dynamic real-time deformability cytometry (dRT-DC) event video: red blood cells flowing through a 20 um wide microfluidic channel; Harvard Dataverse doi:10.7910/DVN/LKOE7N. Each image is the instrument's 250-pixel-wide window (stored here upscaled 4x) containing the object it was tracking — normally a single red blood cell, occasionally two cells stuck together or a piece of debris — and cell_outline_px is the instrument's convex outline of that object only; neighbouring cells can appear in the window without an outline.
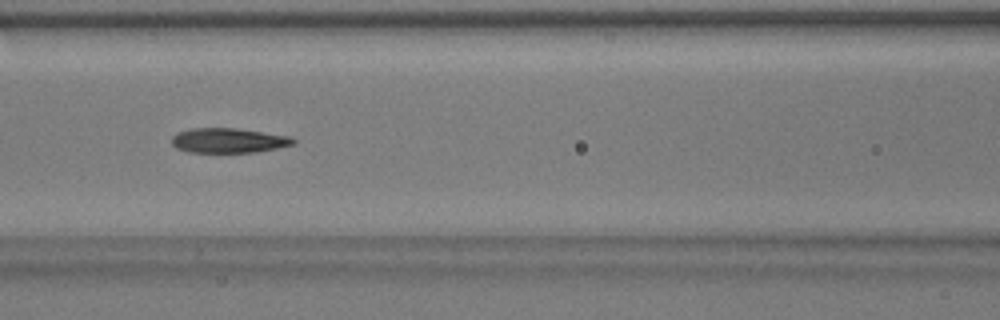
{"species": "common noctule bat (a hibernating species)", "species_latin": "Nyctalus noctula", "temperature_condition": "warm", "stored_images_in_passage": 39, "segment_of_instrument_passage": [1, 2], "camera_frame_rate_fps": 3000, "um_per_image_px": 0.085, "animal": {"sex": "male", "body_mass_g": 17.9}, "frame": {"image": 1, "passage_image": 8, "time_ms": 2.333, "image_size_px": [1000, 320], "cell_outline_px": [[296, 144], [256, 152], [188, 152], [176, 148], [172, 144], [172, 136], [176, 132], [192, 128], [236, 128], [292, 136], [296, 140]], "centroid_in_image_um": [19.43, 11.93], "position_along_channel_um": 147.2, "area_um2": 17.69}}
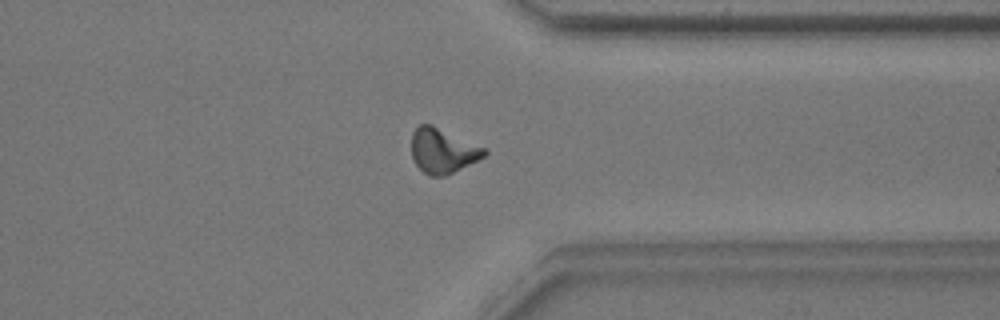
{"frame": {"image": 2, "passage_image": 26, "time_ms": 8.333, "image_size_px": [1000, 320], "cell_outline_px": [[488, 152], [484, 156], [444, 176], [428, 176], [412, 160], [412, 132], [420, 124], [428, 124], [484, 148]], "centroid_in_image_um": [37.57, 12.83], "position_along_channel_um": 373.8, "area_um2": 18.26}}
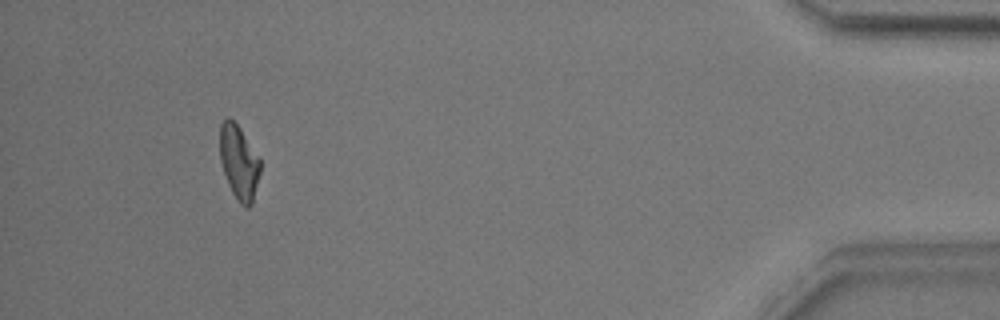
{"frame": {"image": 3, "passage_image": 34, "time_ms": 11.0, "image_size_px": [1000, 320], "cell_outline_px": [[260, 172], [252, 204], [248, 208], [244, 208], [240, 204], [232, 192], [228, 184], [220, 160], [220, 124], [228, 116], [240, 128], [260, 156]], "centroid_in_image_um": [20.32, 13.8], "position_along_channel_um": 414.9, "area_um2": 17.57}}